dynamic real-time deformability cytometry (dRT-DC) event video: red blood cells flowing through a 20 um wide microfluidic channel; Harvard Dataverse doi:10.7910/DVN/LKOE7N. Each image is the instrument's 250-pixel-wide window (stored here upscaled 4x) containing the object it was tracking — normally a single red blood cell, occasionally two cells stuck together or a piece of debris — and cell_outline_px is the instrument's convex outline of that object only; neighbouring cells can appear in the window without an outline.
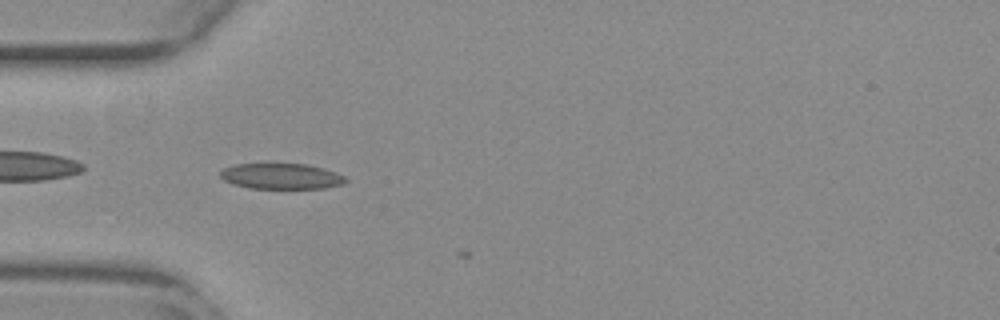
{"species": "common noctule bat (a hibernating species)", "species_latin": "Nyctalus noctula", "temperature_condition": "warm", "stored_images_in_passage": 5, "camera_frame_rate_fps": 3000, "um_per_image_px": 0.085, "animal": {"sex": "female", "body_mass_g": 29.2, "forearm_length_mm": 56.3}, "frame": {"image": 1, "passage_image": 4, "time_ms": 1.0, "image_size_px": [1000, 320], "cell_outline_px": [[348, 180], [344, 184], [324, 188], [248, 188], [232, 184], [224, 180], [220, 176], [220, 172], [224, 168], [236, 164], [304, 164], [336, 172], [344, 176]], "centroid_in_image_um": [23.9, 14.99], "position_along_channel_um": 61.1, "area_um2": 18.61}}